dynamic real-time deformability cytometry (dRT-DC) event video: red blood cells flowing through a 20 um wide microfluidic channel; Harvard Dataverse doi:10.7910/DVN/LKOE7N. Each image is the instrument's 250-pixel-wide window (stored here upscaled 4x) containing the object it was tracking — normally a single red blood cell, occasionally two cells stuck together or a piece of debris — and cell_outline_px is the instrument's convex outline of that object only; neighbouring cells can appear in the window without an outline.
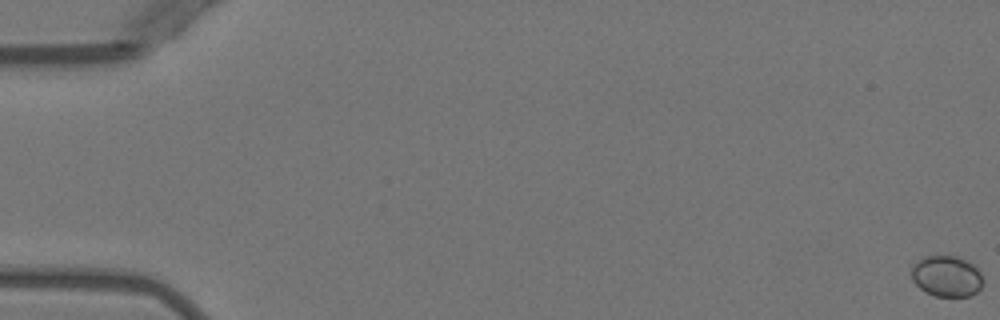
{"species": "Egyptian fruit bat (a non-hibernating species)", "species_latin": "Rousettus aegyptiacus", "temperature_condition": "warm", "stored_images_in_passage": 6, "camera_frame_rate_fps": 3000, "um_per_image_px": 0.085, "animal": {"sex": "female"}, "frame": {"image": 1, "passage_image": 1, "time_ms": 0.0, "image_size_px": [1000, 320], "cell_outline_px": [[984, 280], [980, 288], [972, 296], [936, 296], [920, 288], [912, 280], [912, 264], [916, 260], [924, 256], [956, 256], [972, 264], [980, 272]], "centroid_in_image_um": [80.46, 23.47], "position_along_channel_um": 4.5, "area_um2": 17.05}}
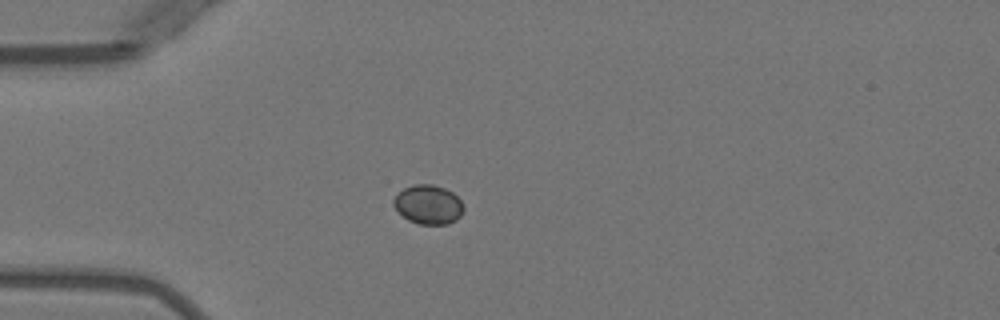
{"frame": {"image": 2, "passage_image": 5, "time_ms": 5.0, "image_size_px": [1000, 320], "cell_outline_px": [[464, 208], [460, 216], [456, 220], [448, 224], [420, 224], [408, 220], [392, 204], [392, 200], [396, 192], [404, 188], [416, 184], [432, 184], [444, 188], [452, 192], [460, 200]], "centroid_in_image_um": [36.38, 17.38], "position_along_channel_um": 48.6, "area_um2": 15.95}}